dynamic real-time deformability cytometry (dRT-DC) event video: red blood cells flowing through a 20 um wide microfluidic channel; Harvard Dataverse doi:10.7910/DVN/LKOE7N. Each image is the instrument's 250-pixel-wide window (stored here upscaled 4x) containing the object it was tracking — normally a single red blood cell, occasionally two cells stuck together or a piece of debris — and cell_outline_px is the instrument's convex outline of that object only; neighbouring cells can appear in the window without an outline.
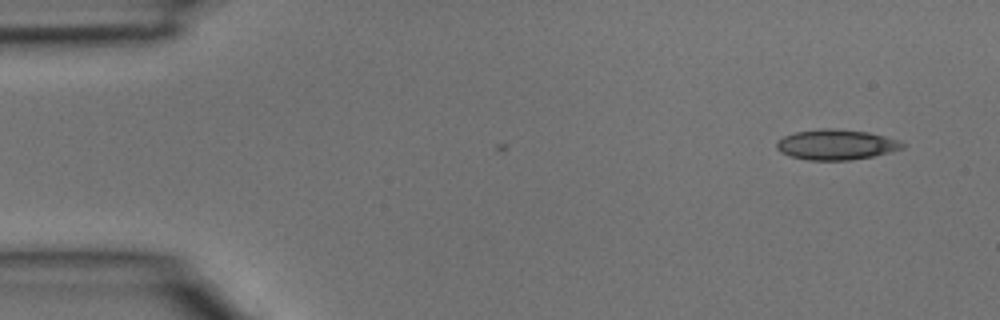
{"species": "common noctule bat (a hibernating species)", "species_latin": "Nyctalus noctula", "temperature_condition": "room temperature", "stored_images_in_passage": 2, "camera_frame_rate_fps": 3000, "um_per_image_px": 0.085, "animal": {"sex": "male", "body_mass_g": 15.6}, "frame": {"image": 1, "passage_image": 2, "time_ms": 0.333, "image_size_px": [1000, 320], "cell_outline_px": [[904, 148], [872, 156], [848, 160], [808, 160], [792, 156], [780, 152], [776, 148], [776, 140], [784, 136], [796, 132], [820, 128], [836, 128], [868, 132], [884, 136], [896, 140], [904, 144]], "centroid_in_image_um": [71.02, 12.28], "position_along_channel_um": 14.0, "area_um2": 22.08}}